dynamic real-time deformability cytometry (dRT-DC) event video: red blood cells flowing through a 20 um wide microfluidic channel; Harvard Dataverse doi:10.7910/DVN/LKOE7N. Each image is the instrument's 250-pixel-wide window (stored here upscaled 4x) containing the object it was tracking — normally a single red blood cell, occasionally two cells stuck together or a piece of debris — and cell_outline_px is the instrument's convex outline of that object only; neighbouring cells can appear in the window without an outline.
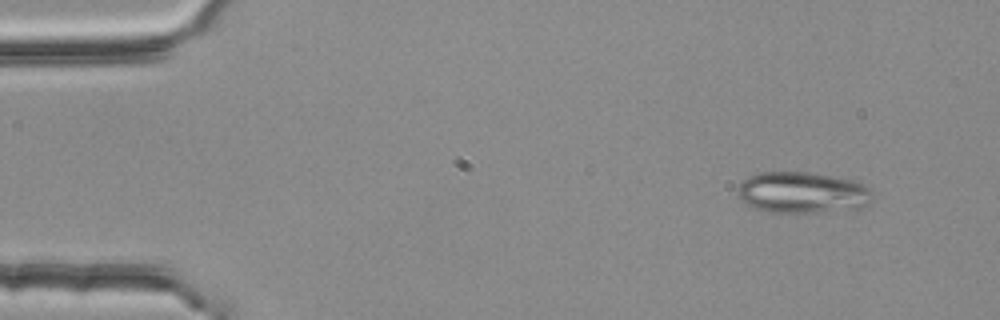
{"species": "common noctule bat (a hibernating species)", "species_latin": "Nyctalus noctula", "temperature_condition": "room temperature", "stored_images_in_passage": 3, "camera_frame_rate_fps": 3000, "um_per_image_px": 0.085, "animal": {"sex": "female", "body_mass_g": 25.1}, "frame": {"image": 1, "passage_image": 1, "time_ms": 0.0, "image_size_px": [1000, 320], "cell_outline_px": [[872, 200], [868, 204], [860, 208], [816, 212], [772, 212], [756, 208], [748, 204], [736, 192], [736, 188], [748, 176], [760, 172], [808, 172], [856, 180], [864, 184], [872, 192]], "centroid_in_image_um": [68.23, 16.35], "position_along_channel_um": 16.8, "area_um2": 32.31}}